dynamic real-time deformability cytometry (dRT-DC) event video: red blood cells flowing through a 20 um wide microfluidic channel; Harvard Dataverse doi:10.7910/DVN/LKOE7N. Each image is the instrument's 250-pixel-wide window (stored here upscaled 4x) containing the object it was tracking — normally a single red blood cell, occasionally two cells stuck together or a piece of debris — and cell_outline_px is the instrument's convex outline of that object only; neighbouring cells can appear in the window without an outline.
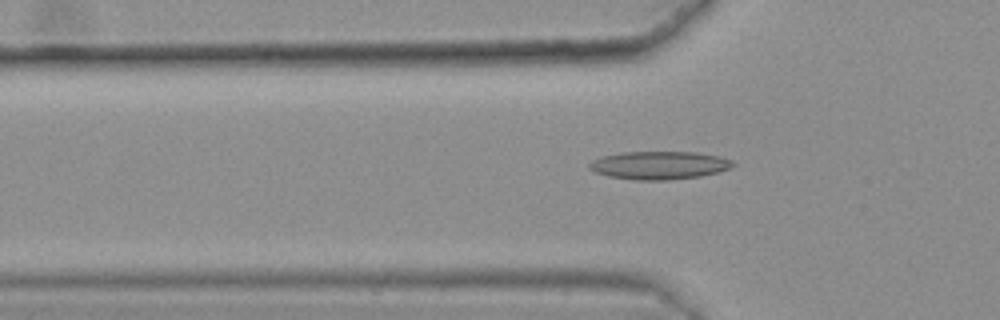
{"species": "common noctule bat (a hibernating species)", "species_latin": "Nyctalus noctula", "temperature_condition": "warm", "stored_images_in_passage": 50, "camera_frame_rate_fps": 3000, "um_per_image_px": 0.085, "animal": {"sex": "female", "body_mass_g": 25.1}, "frame": {"image": 1, "passage_image": 19, "time_ms": 6.0, "image_size_px": [1000, 320], "cell_outline_px": [[736, 164], [728, 168], [716, 172], [700, 176], [668, 180], [636, 180], [608, 176], [596, 172], [588, 168], [588, 164], [592, 160], [600, 156], [624, 152], [696, 152], [720, 156], [732, 160]], "centroid_in_image_um": [56.0, 14.04], "position_along_channel_um": 69.8, "area_um2": 23.47}}
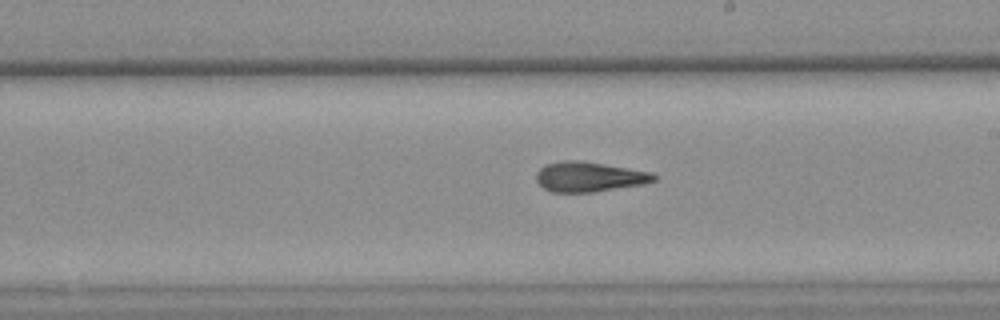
{"frame": {"image": 2, "passage_image": 33, "time_ms": 10.667, "image_size_px": [1000, 320], "cell_outline_px": [[660, 176], [656, 180], [644, 184], [592, 192], [552, 192], [544, 188], [536, 180], [536, 172], [540, 168], [548, 164], [564, 160], [580, 160], [652, 172]], "centroid_in_image_um": [50.11, 15.02], "position_along_channel_um": 238.9, "area_um2": 20.52}}
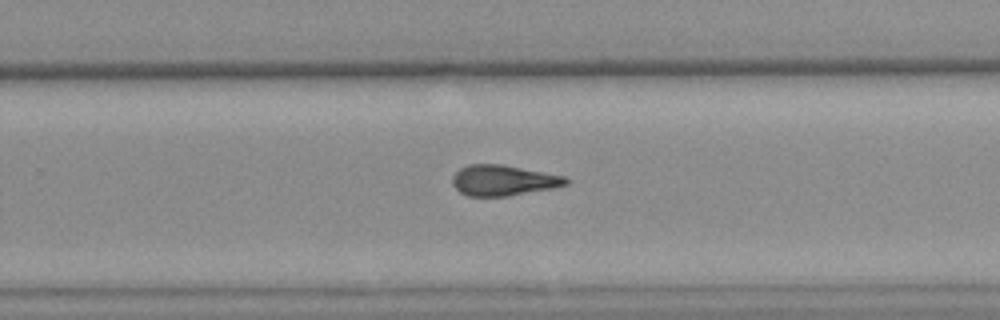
{"frame": {"image": 3, "passage_image": 37, "time_ms": 12.0, "image_size_px": [1000, 320], "cell_outline_px": [[572, 180], [568, 184], [552, 188], [508, 196], [468, 196], [460, 192], [452, 184], [452, 176], [460, 168], [468, 164], [500, 164], [564, 176]], "centroid_in_image_um": [42.77, 15.33], "position_along_channel_um": 287.0, "area_um2": 20.17}, "authors_computed_cell_mechanics": {"area_um2": 20.808, "velocity_mm_per_s": 3.6278, "shape_relaxation_time_tau1_ms": null, "shape_relaxation_time_tau2_ms": 2.4415, "deformation_change_tau1": null, "deformation_change_tau2": 0.1201}}